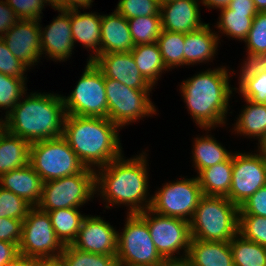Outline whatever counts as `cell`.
Instances as JSON below:
<instances>
[{
	"label": "cell",
	"mask_w": 266,
	"mask_h": 266,
	"mask_svg": "<svg viewBox=\"0 0 266 266\" xmlns=\"http://www.w3.org/2000/svg\"><path fill=\"white\" fill-rule=\"evenodd\" d=\"M233 155L224 162L203 169L198 177L203 195L227 197L231 188Z\"/></svg>",
	"instance_id": "obj_26"
},
{
	"label": "cell",
	"mask_w": 266,
	"mask_h": 266,
	"mask_svg": "<svg viewBox=\"0 0 266 266\" xmlns=\"http://www.w3.org/2000/svg\"><path fill=\"white\" fill-rule=\"evenodd\" d=\"M58 266H118L116 256L100 255L81 251L66 245L56 261Z\"/></svg>",
	"instance_id": "obj_34"
},
{
	"label": "cell",
	"mask_w": 266,
	"mask_h": 266,
	"mask_svg": "<svg viewBox=\"0 0 266 266\" xmlns=\"http://www.w3.org/2000/svg\"><path fill=\"white\" fill-rule=\"evenodd\" d=\"M258 12L266 11V0H253Z\"/></svg>",
	"instance_id": "obj_55"
},
{
	"label": "cell",
	"mask_w": 266,
	"mask_h": 266,
	"mask_svg": "<svg viewBox=\"0 0 266 266\" xmlns=\"http://www.w3.org/2000/svg\"><path fill=\"white\" fill-rule=\"evenodd\" d=\"M57 0H48V2L51 4V6L56 2Z\"/></svg>",
	"instance_id": "obj_59"
},
{
	"label": "cell",
	"mask_w": 266,
	"mask_h": 266,
	"mask_svg": "<svg viewBox=\"0 0 266 266\" xmlns=\"http://www.w3.org/2000/svg\"><path fill=\"white\" fill-rule=\"evenodd\" d=\"M96 194L95 169L84 168L80 173L43 182L42 196L37 207L45 212L60 208H79Z\"/></svg>",
	"instance_id": "obj_7"
},
{
	"label": "cell",
	"mask_w": 266,
	"mask_h": 266,
	"mask_svg": "<svg viewBox=\"0 0 266 266\" xmlns=\"http://www.w3.org/2000/svg\"><path fill=\"white\" fill-rule=\"evenodd\" d=\"M0 186L23 198L33 207L41 200L43 181L30 164L2 174Z\"/></svg>",
	"instance_id": "obj_21"
},
{
	"label": "cell",
	"mask_w": 266,
	"mask_h": 266,
	"mask_svg": "<svg viewBox=\"0 0 266 266\" xmlns=\"http://www.w3.org/2000/svg\"><path fill=\"white\" fill-rule=\"evenodd\" d=\"M70 24L74 43L92 49L94 53L88 61H94L101 54V15L80 13L78 9L70 10Z\"/></svg>",
	"instance_id": "obj_22"
},
{
	"label": "cell",
	"mask_w": 266,
	"mask_h": 266,
	"mask_svg": "<svg viewBox=\"0 0 266 266\" xmlns=\"http://www.w3.org/2000/svg\"><path fill=\"white\" fill-rule=\"evenodd\" d=\"M125 223L123 232L118 233V264L158 266L163 257L152 241L146 221L138 213H128Z\"/></svg>",
	"instance_id": "obj_10"
},
{
	"label": "cell",
	"mask_w": 266,
	"mask_h": 266,
	"mask_svg": "<svg viewBox=\"0 0 266 266\" xmlns=\"http://www.w3.org/2000/svg\"><path fill=\"white\" fill-rule=\"evenodd\" d=\"M227 7L234 12H258L253 0H231Z\"/></svg>",
	"instance_id": "obj_50"
},
{
	"label": "cell",
	"mask_w": 266,
	"mask_h": 266,
	"mask_svg": "<svg viewBox=\"0 0 266 266\" xmlns=\"http://www.w3.org/2000/svg\"><path fill=\"white\" fill-rule=\"evenodd\" d=\"M189 223L192 239L229 242L238 234L239 207L227 197L203 195Z\"/></svg>",
	"instance_id": "obj_5"
},
{
	"label": "cell",
	"mask_w": 266,
	"mask_h": 266,
	"mask_svg": "<svg viewBox=\"0 0 266 266\" xmlns=\"http://www.w3.org/2000/svg\"><path fill=\"white\" fill-rule=\"evenodd\" d=\"M48 214L58 239L64 246L71 245L86 215H82L78 208H60L48 211Z\"/></svg>",
	"instance_id": "obj_30"
},
{
	"label": "cell",
	"mask_w": 266,
	"mask_h": 266,
	"mask_svg": "<svg viewBox=\"0 0 266 266\" xmlns=\"http://www.w3.org/2000/svg\"><path fill=\"white\" fill-rule=\"evenodd\" d=\"M158 266H192L191 260L186 256L163 258Z\"/></svg>",
	"instance_id": "obj_52"
},
{
	"label": "cell",
	"mask_w": 266,
	"mask_h": 266,
	"mask_svg": "<svg viewBox=\"0 0 266 266\" xmlns=\"http://www.w3.org/2000/svg\"><path fill=\"white\" fill-rule=\"evenodd\" d=\"M238 234L246 240L266 247V217L239 215Z\"/></svg>",
	"instance_id": "obj_38"
},
{
	"label": "cell",
	"mask_w": 266,
	"mask_h": 266,
	"mask_svg": "<svg viewBox=\"0 0 266 266\" xmlns=\"http://www.w3.org/2000/svg\"><path fill=\"white\" fill-rule=\"evenodd\" d=\"M247 59L243 62L242 71L239 75V87L248 79L255 77L257 74L266 73V53L251 54L247 53Z\"/></svg>",
	"instance_id": "obj_44"
},
{
	"label": "cell",
	"mask_w": 266,
	"mask_h": 266,
	"mask_svg": "<svg viewBox=\"0 0 266 266\" xmlns=\"http://www.w3.org/2000/svg\"><path fill=\"white\" fill-rule=\"evenodd\" d=\"M66 114L108 118L105 76L92 61H87L74 90L62 96Z\"/></svg>",
	"instance_id": "obj_9"
},
{
	"label": "cell",
	"mask_w": 266,
	"mask_h": 266,
	"mask_svg": "<svg viewBox=\"0 0 266 266\" xmlns=\"http://www.w3.org/2000/svg\"><path fill=\"white\" fill-rule=\"evenodd\" d=\"M187 256L192 266H234L229 242L191 239Z\"/></svg>",
	"instance_id": "obj_24"
},
{
	"label": "cell",
	"mask_w": 266,
	"mask_h": 266,
	"mask_svg": "<svg viewBox=\"0 0 266 266\" xmlns=\"http://www.w3.org/2000/svg\"><path fill=\"white\" fill-rule=\"evenodd\" d=\"M19 19L6 0H0V38L8 32Z\"/></svg>",
	"instance_id": "obj_47"
},
{
	"label": "cell",
	"mask_w": 266,
	"mask_h": 266,
	"mask_svg": "<svg viewBox=\"0 0 266 266\" xmlns=\"http://www.w3.org/2000/svg\"><path fill=\"white\" fill-rule=\"evenodd\" d=\"M184 42V33L162 30L157 44L167 70L184 65Z\"/></svg>",
	"instance_id": "obj_33"
},
{
	"label": "cell",
	"mask_w": 266,
	"mask_h": 266,
	"mask_svg": "<svg viewBox=\"0 0 266 266\" xmlns=\"http://www.w3.org/2000/svg\"><path fill=\"white\" fill-rule=\"evenodd\" d=\"M239 215H257L266 217V185L257 190L241 206Z\"/></svg>",
	"instance_id": "obj_45"
},
{
	"label": "cell",
	"mask_w": 266,
	"mask_h": 266,
	"mask_svg": "<svg viewBox=\"0 0 266 266\" xmlns=\"http://www.w3.org/2000/svg\"><path fill=\"white\" fill-rule=\"evenodd\" d=\"M212 32L209 23L203 27L185 34L184 65L204 63L213 59L218 51L219 35ZM199 62V63H198Z\"/></svg>",
	"instance_id": "obj_23"
},
{
	"label": "cell",
	"mask_w": 266,
	"mask_h": 266,
	"mask_svg": "<svg viewBox=\"0 0 266 266\" xmlns=\"http://www.w3.org/2000/svg\"><path fill=\"white\" fill-rule=\"evenodd\" d=\"M58 10L59 15L44 29L40 25L42 54L50 59L65 61L71 57L74 48V40L70 24V10ZM43 29V30H42Z\"/></svg>",
	"instance_id": "obj_17"
},
{
	"label": "cell",
	"mask_w": 266,
	"mask_h": 266,
	"mask_svg": "<svg viewBox=\"0 0 266 266\" xmlns=\"http://www.w3.org/2000/svg\"><path fill=\"white\" fill-rule=\"evenodd\" d=\"M145 153L126 160L122 154L95 170L96 193L100 192L107 209L109 205L124 204L129 206L128 213L133 214L150 208L152 197L148 198L149 175Z\"/></svg>",
	"instance_id": "obj_1"
},
{
	"label": "cell",
	"mask_w": 266,
	"mask_h": 266,
	"mask_svg": "<svg viewBox=\"0 0 266 266\" xmlns=\"http://www.w3.org/2000/svg\"><path fill=\"white\" fill-rule=\"evenodd\" d=\"M138 214L146 221L152 241L163 258L176 257L180 250L187 255L192 239L188 221L159 215L150 209Z\"/></svg>",
	"instance_id": "obj_13"
},
{
	"label": "cell",
	"mask_w": 266,
	"mask_h": 266,
	"mask_svg": "<svg viewBox=\"0 0 266 266\" xmlns=\"http://www.w3.org/2000/svg\"><path fill=\"white\" fill-rule=\"evenodd\" d=\"M246 106L238 115L233 128L237 134L260 140L266 134V104L262 101L244 99Z\"/></svg>",
	"instance_id": "obj_27"
},
{
	"label": "cell",
	"mask_w": 266,
	"mask_h": 266,
	"mask_svg": "<svg viewBox=\"0 0 266 266\" xmlns=\"http://www.w3.org/2000/svg\"><path fill=\"white\" fill-rule=\"evenodd\" d=\"M117 129L109 118L66 114L63 137L86 168H101L122 155Z\"/></svg>",
	"instance_id": "obj_2"
},
{
	"label": "cell",
	"mask_w": 266,
	"mask_h": 266,
	"mask_svg": "<svg viewBox=\"0 0 266 266\" xmlns=\"http://www.w3.org/2000/svg\"><path fill=\"white\" fill-rule=\"evenodd\" d=\"M244 42L247 46V53H266V11H261L256 14L252 22V27Z\"/></svg>",
	"instance_id": "obj_40"
},
{
	"label": "cell",
	"mask_w": 266,
	"mask_h": 266,
	"mask_svg": "<svg viewBox=\"0 0 266 266\" xmlns=\"http://www.w3.org/2000/svg\"><path fill=\"white\" fill-rule=\"evenodd\" d=\"M64 247L54 232L48 212L32 207L22 223L19 254L41 262H56Z\"/></svg>",
	"instance_id": "obj_8"
},
{
	"label": "cell",
	"mask_w": 266,
	"mask_h": 266,
	"mask_svg": "<svg viewBox=\"0 0 266 266\" xmlns=\"http://www.w3.org/2000/svg\"><path fill=\"white\" fill-rule=\"evenodd\" d=\"M93 0H57L52 8L54 9H62V10H71L78 8H89L92 4Z\"/></svg>",
	"instance_id": "obj_49"
},
{
	"label": "cell",
	"mask_w": 266,
	"mask_h": 266,
	"mask_svg": "<svg viewBox=\"0 0 266 266\" xmlns=\"http://www.w3.org/2000/svg\"><path fill=\"white\" fill-rule=\"evenodd\" d=\"M41 263L38 259L18 254L13 260L3 266H39Z\"/></svg>",
	"instance_id": "obj_51"
},
{
	"label": "cell",
	"mask_w": 266,
	"mask_h": 266,
	"mask_svg": "<svg viewBox=\"0 0 266 266\" xmlns=\"http://www.w3.org/2000/svg\"><path fill=\"white\" fill-rule=\"evenodd\" d=\"M39 266H58L56 262H42Z\"/></svg>",
	"instance_id": "obj_57"
},
{
	"label": "cell",
	"mask_w": 266,
	"mask_h": 266,
	"mask_svg": "<svg viewBox=\"0 0 266 266\" xmlns=\"http://www.w3.org/2000/svg\"><path fill=\"white\" fill-rule=\"evenodd\" d=\"M30 143L5 130L0 136V176L29 164Z\"/></svg>",
	"instance_id": "obj_25"
},
{
	"label": "cell",
	"mask_w": 266,
	"mask_h": 266,
	"mask_svg": "<svg viewBox=\"0 0 266 266\" xmlns=\"http://www.w3.org/2000/svg\"><path fill=\"white\" fill-rule=\"evenodd\" d=\"M266 185V158L259 152L234 153L231 188L227 198L238 207Z\"/></svg>",
	"instance_id": "obj_14"
},
{
	"label": "cell",
	"mask_w": 266,
	"mask_h": 266,
	"mask_svg": "<svg viewBox=\"0 0 266 266\" xmlns=\"http://www.w3.org/2000/svg\"><path fill=\"white\" fill-rule=\"evenodd\" d=\"M133 48L128 20L116 10L101 15V54L131 52Z\"/></svg>",
	"instance_id": "obj_20"
},
{
	"label": "cell",
	"mask_w": 266,
	"mask_h": 266,
	"mask_svg": "<svg viewBox=\"0 0 266 266\" xmlns=\"http://www.w3.org/2000/svg\"><path fill=\"white\" fill-rule=\"evenodd\" d=\"M258 152H260L266 158V134L259 142Z\"/></svg>",
	"instance_id": "obj_54"
},
{
	"label": "cell",
	"mask_w": 266,
	"mask_h": 266,
	"mask_svg": "<svg viewBox=\"0 0 266 266\" xmlns=\"http://www.w3.org/2000/svg\"><path fill=\"white\" fill-rule=\"evenodd\" d=\"M237 90L244 99L262 101L266 104V73L248 79Z\"/></svg>",
	"instance_id": "obj_43"
},
{
	"label": "cell",
	"mask_w": 266,
	"mask_h": 266,
	"mask_svg": "<svg viewBox=\"0 0 266 266\" xmlns=\"http://www.w3.org/2000/svg\"><path fill=\"white\" fill-rule=\"evenodd\" d=\"M19 254L18 245L0 240V266L13 260Z\"/></svg>",
	"instance_id": "obj_48"
},
{
	"label": "cell",
	"mask_w": 266,
	"mask_h": 266,
	"mask_svg": "<svg viewBox=\"0 0 266 266\" xmlns=\"http://www.w3.org/2000/svg\"><path fill=\"white\" fill-rule=\"evenodd\" d=\"M29 67L16 58L0 38V73L16 78H27L24 74ZM25 76V77H24Z\"/></svg>",
	"instance_id": "obj_41"
},
{
	"label": "cell",
	"mask_w": 266,
	"mask_h": 266,
	"mask_svg": "<svg viewBox=\"0 0 266 266\" xmlns=\"http://www.w3.org/2000/svg\"><path fill=\"white\" fill-rule=\"evenodd\" d=\"M162 187L152 196L149 209L159 215L190 222L203 196L198 177L183 178Z\"/></svg>",
	"instance_id": "obj_12"
},
{
	"label": "cell",
	"mask_w": 266,
	"mask_h": 266,
	"mask_svg": "<svg viewBox=\"0 0 266 266\" xmlns=\"http://www.w3.org/2000/svg\"><path fill=\"white\" fill-rule=\"evenodd\" d=\"M229 245L234 266H266V247L235 235Z\"/></svg>",
	"instance_id": "obj_31"
},
{
	"label": "cell",
	"mask_w": 266,
	"mask_h": 266,
	"mask_svg": "<svg viewBox=\"0 0 266 266\" xmlns=\"http://www.w3.org/2000/svg\"><path fill=\"white\" fill-rule=\"evenodd\" d=\"M19 20H41L42 10L48 0H6ZM48 3V4H47Z\"/></svg>",
	"instance_id": "obj_42"
},
{
	"label": "cell",
	"mask_w": 266,
	"mask_h": 266,
	"mask_svg": "<svg viewBox=\"0 0 266 266\" xmlns=\"http://www.w3.org/2000/svg\"><path fill=\"white\" fill-rule=\"evenodd\" d=\"M134 46L157 42L162 32L161 16H143L128 19Z\"/></svg>",
	"instance_id": "obj_35"
},
{
	"label": "cell",
	"mask_w": 266,
	"mask_h": 266,
	"mask_svg": "<svg viewBox=\"0 0 266 266\" xmlns=\"http://www.w3.org/2000/svg\"><path fill=\"white\" fill-rule=\"evenodd\" d=\"M228 73L224 66L209 69L184 80L180 86L193 121L204 130L226 124L228 102L233 92Z\"/></svg>",
	"instance_id": "obj_4"
},
{
	"label": "cell",
	"mask_w": 266,
	"mask_h": 266,
	"mask_svg": "<svg viewBox=\"0 0 266 266\" xmlns=\"http://www.w3.org/2000/svg\"><path fill=\"white\" fill-rule=\"evenodd\" d=\"M171 1H175V0H158L159 4L160 5H163V4H166V3H169Z\"/></svg>",
	"instance_id": "obj_58"
},
{
	"label": "cell",
	"mask_w": 266,
	"mask_h": 266,
	"mask_svg": "<svg viewBox=\"0 0 266 266\" xmlns=\"http://www.w3.org/2000/svg\"><path fill=\"white\" fill-rule=\"evenodd\" d=\"M93 62L107 78L133 89L153 88L142 76L130 52L100 54Z\"/></svg>",
	"instance_id": "obj_18"
},
{
	"label": "cell",
	"mask_w": 266,
	"mask_h": 266,
	"mask_svg": "<svg viewBox=\"0 0 266 266\" xmlns=\"http://www.w3.org/2000/svg\"><path fill=\"white\" fill-rule=\"evenodd\" d=\"M118 232L100 216H86L81 224L73 247L94 254L116 256Z\"/></svg>",
	"instance_id": "obj_15"
},
{
	"label": "cell",
	"mask_w": 266,
	"mask_h": 266,
	"mask_svg": "<svg viewBox=\"0 0 266 266\" xmlns=\"http://www.w3.org/2000/svg\"><path fill=\"white\" fill-rule=\"evenodd\" d=\"M23 220L0 217V240L19 245Z\"/></svg>",
	"instance_id": "obj_46"
},
{
	"label": "cell",
	"mask_w": 266,
	"mask_h": 266,
	"mask_svg": "<svg viewBox=\"0 0 266 266\" xmlns=\"http://www.w3.org/2000/svg\"><path fill=\"white\" fill-rule=\"evenodd\" d=\"M29 164L43 182L75 175L85 168L63 136L30 144Z\"/></svg>",
	"instance_id": "obj_6"
},
{
	"label": "cell",
	"mask_w": 266,
	"mask_h": 266,
	"mask_svg": "<svg viewBox=\"0 0 266 266\" xmlns=\"http://www.w3.org/2000/svg\"><path fill=\"white\" fill-rule=\"evenodd\" d=\"M1 38L16 58L28 67L37 65L42 56L40 20H19Z\"/></svg>",
	"instance_id": "obj_16"
},
{
	"label": "cell",
	"mask_w": 266,
	"mask_h": 266,
	"mask_svg": "<svg viewBox=\"0 0 266 266\" xmlns=\"http://www.w3.org/2000/svg\"><path fill=\"white\" fill-rule=\"evenodd\" d=\"M4 118L6 130L30 144L63 136L66 116L62 95L31 93Z\"/></svg>",
	"instance_id": "obj_3"
},
{
	"label": "cell",
	"mask_w": 266,
	"mask_h": 266,
	"mask_svg": "<svg viewBox=\"0 0 266 266\" xmlns=\"http://www.w3.org/2000/svg\"><path fill=\"white\" fill-rule=\"evenodd\" d=\"M220 13L216 28L222 30L221 33L232 37V39L244 41L258 12H234L226 7L221 9Z\"/></svg>",
	"instance_id": "obj_32"
},
{
	"label": "cell",
	"mask_w": 266,
	"mask_h": 266,
	"mask_svg": "<svg viewBox=\"0 0 266 266\" xmlns=\"http://www.w3.org/2000/svg\"><path fill=\"white\" fill-rule=\"evenodd\" d=\"M108 118L120 129L131 122L156 113L150 101L151 89H133L121 82L105 77Z\"/></svg>",
	"instance_id": "obj_11"
},
{
	"label": "cell",
	"mask_w": 266,
	"mask_h": 266,
	"mask_svg": "<svg viewBox=\"0 0 266 266\" xmlns=\"http://www.w3.org/2000/svg\"><path fill=\"white\" fill-rule=\"evenodd\" d=\"M26 80L27 78H16L0 73V109L7 110L5 117L25 96V91H27V87H25Z\"/></svg>",
	"instance_id": "obj_36"
},
{
	"label": "cell",
	"mask_w": 266,
	"mask_h": 266,
	"mask_svg": "<svg viewBox=\"0 0 266 266\" xmlns=\"http://www.w3.org/2000/svg\"><path fill=\"white\" fill-rule=\"evenodd\" d=\"M198 0H175L160 5L162 30L187 34L206 23L201 22Z\"/></svg>",
	"instance_id": "obj_19"
},
{
	"label": "cell",
	"mask_w": 266,
	"mask_h": 266,
	"mask_svg": "<svg viewBox=\"0 0 266 266\" xmlns=\"http://www.w3.org/2000/svg\"><path fill=\"white\" fill-rule=\"evenodd\" d=\"M6 130L5 121L0 118V136Z\"/></svg>",
	"instance_id": "obj_56"
},
{
	"label": "cell",
	"mask_w": 266,
	"mask_h": 266,
	"mask_svg": "<svg viewBox=\"0 0 266 266\" xmlns=\"http://www.w3.org/2000/svg\"><path fill=\"white\" fill-rule=\"evenodd\" d=\"M33 206L13 192L0 186V217L24 220Z\"/></svg>",
	"instance_id": "obj_37"
},
{
	"label": "cell",
	"mask_w": 266,
	"mask_h": 266,
	"mask_svg": "<svg viewBox=\"0 0 266 266\" xmlns=\"http://www.w3.org/2000/svg\"><path fill=\"white\" fill-rule=\"evenodd\" d=\"M116 11L127 20L143 16H160V4L158 0H119Z\"/></svg>",
	"instance_id": "obj_39"
},
{
	"label": "cell",
	"mask_w": 266,
	"mask_h": 266,
	"mask_svg": "<svg viewBox=\"0 0 266 266\" xmlns=\"http://www.w3.org/2000/svg\"><path fill=\"white\" fill-rule=\"evenodd\" d=\"M194 139L192 158L197 174L205 168L227 161L233 155L211 135Z\"/></svg>",
	"instance_id": "obj_29"
},
{
	"label": "cell",
	"mask_w": 266,
	"mask_h": 266,
	"mask_svg": "<svg viewBox=\"0 0 266 266\" xmlns=\"http://www.w3.org/2000/svg\"><path fill=\"white\" fill-rule=\"evenodd\" d=\"M231 0H201L200 3H202L204 6L208 8H216V9H223L226 8Z\"/></svg>",
	"instance_id": "obj_53"
},
{
	"label": "cell",
	"mask_w": 266,
	"mask_h": 266,
	"mask_svg": "<svg viewBox=\"0 0 266 266\" xmlns=\"http://www.w3.org/2000/svg\"><path fill=\"white\" fill-rule=\"evenodd\" d=\"M130 53L142 76L155 86L161 73L167 71L157 42L134 46Z\"/></svg>",
	"instance_id": "obj_28"
}]
</instances>
